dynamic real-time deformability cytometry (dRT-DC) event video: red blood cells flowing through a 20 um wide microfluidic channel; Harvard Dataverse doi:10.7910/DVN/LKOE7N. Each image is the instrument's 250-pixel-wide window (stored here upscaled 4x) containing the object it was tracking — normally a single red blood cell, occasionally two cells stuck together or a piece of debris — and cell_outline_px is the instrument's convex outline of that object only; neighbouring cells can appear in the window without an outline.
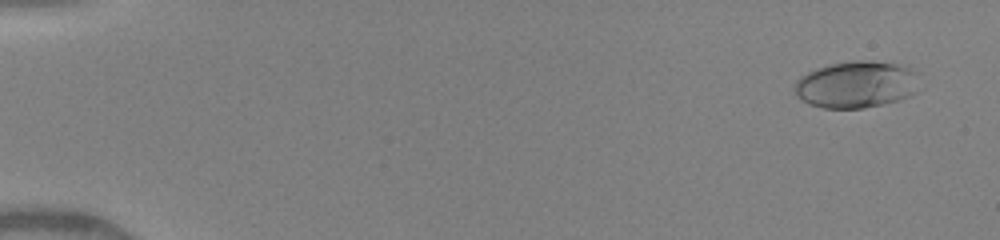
{"species": "human", "species_latin": "Homo sapiens", "temperature_condition": "warm", "stored_images_in_passage": 35, "camera_frame_rate_fps": 3000, "um_per_image_px": 0.085, "donor": {"sex": "female"}, "frame": {"image": 1, "passage_image": 3, "time_ms": 0.667, "image_size_px": [1000, 240], "cell_outline_px": [[916, 92], [908, 96], [884, 104], [864, 108], [824, 108], [808, 104], [796, 96], [792, 88], [796, 80], [800, 76], [816, 68], [832, 64], [852, 60], [868, 60], [908, 64], [912, 72]], "centroid_in_image_um": [72.7, 7.17], "position_along_channel_um": 12.3, "area_um2": 34.1}}
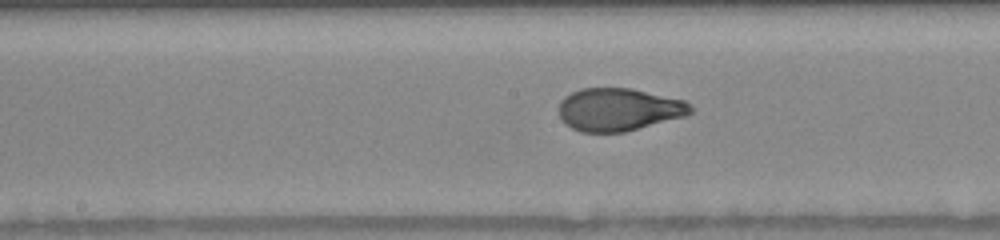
{"frame": {"image": 2, "passage_image": 20, "time_ms": 8.667, "image_size_px": [1000, 240], "cell_outline_px": [[692, 112], [684, 116], [624, 132], [580, 132], [572, 128], [560, 116], [560, 100], [564, 96], [580, 88], [628, 88], [684, 100], [692, 108]], "centroid_in_image_um": [52.56, 9.3], "position_along_channel_um": 195.6, "area_um2": 32.37}}
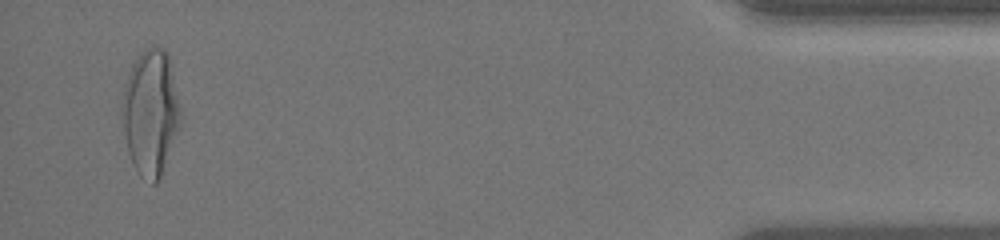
{"frame": {"image": 3, "passage_image": 35, "time_ms": 15.667, "image_size_px": [1000, 240], "cell_outline_px": [[180, 120], [160, 176], [156, 184], [152, 184], [140, 176], [132, 164], [128, 152], [120, 112], [120, 108], [124, 88], [132, 64], [140, 52], [144, 48], [164, 48], [168, 52], [180, 112]], "centroid_in_image_um": [12.75, 9.55], "position_along_channel_um": 422.5, "area_um2": 42.02}, "authors_computed_cell_mechanics": {"area_um2": 33.235, "velocity_mm_per_s": 4.1704, "shape_relaxation_time_tau1_ms": 4.8794, "shape_relaxation_time_tau2_ms": null, "deformation_change_tau1": 0.2081, "deformation_change_tau2": null}}